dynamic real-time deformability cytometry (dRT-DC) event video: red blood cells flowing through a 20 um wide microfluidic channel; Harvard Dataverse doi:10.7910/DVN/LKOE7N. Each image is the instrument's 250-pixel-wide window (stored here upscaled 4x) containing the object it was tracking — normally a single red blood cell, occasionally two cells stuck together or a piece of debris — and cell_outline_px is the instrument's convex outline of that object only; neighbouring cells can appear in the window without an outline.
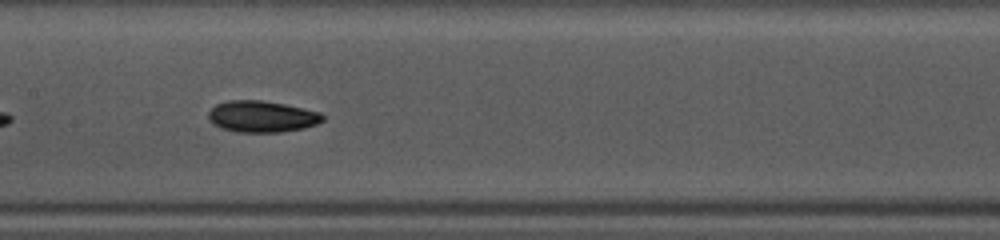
{"species": "common noctule bat (a hibernating species)", "species_latin": "Nyctalus noctula", "temperature_condition": "warm", "stored_images_in_passage": 35, "camera_frame_rate_fps": 3000, "um_per_image_px": 0.085, "animal": {"sex": "female", "body_mass_g": 10.0, "forearm_length_mm": 53.1}, "frame": {"image": 1, "passage_image": 11, "time_ms": 3.333, "image_size_px": [1000, 240], "cell_outline_px": [[324, 120], [316, 124], [304, 128], [280, 132], [236, 132], [220, 128], [212, 124], [208, 116], [208, 112], [216, 104], [228, 100], [260, 100], [284, 104], [320, 112], [324, 116]], "centroid_in_image_um": [22.23, 9.91], "position_along_channel_um": 185.2, "area_um2": 20.98}, "authors_computed_cell_mechanics": {"area_um2": 20.6346, "velocity_mm_per_s": 4.1308, "shape_relaxation_time_tau1_ms": 1.4597, "shape_relaxation_time_tau2_ms": 3.2245, "deformation_change_tau1": 0.1042, "deformation_change_tau2": 0.0837}}